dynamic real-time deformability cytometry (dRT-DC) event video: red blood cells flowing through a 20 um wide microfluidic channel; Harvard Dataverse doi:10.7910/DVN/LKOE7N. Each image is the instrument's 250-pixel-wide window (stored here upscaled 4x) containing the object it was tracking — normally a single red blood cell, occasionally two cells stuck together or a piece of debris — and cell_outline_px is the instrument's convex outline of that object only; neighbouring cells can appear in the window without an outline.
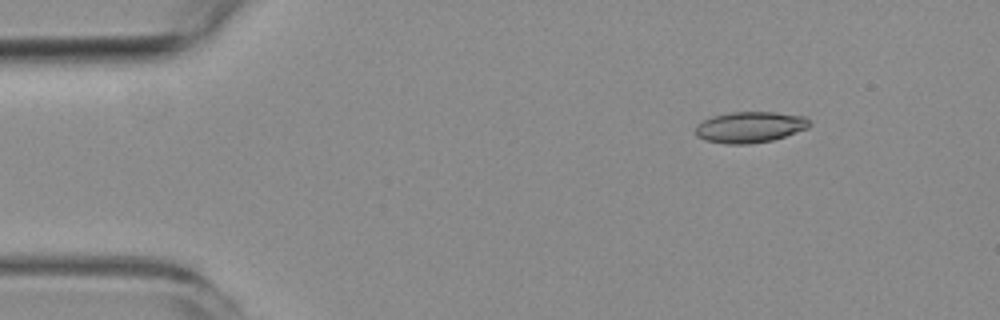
{"species": "common noctule bat (a hibernating species)", "species_latin": "Nyctalus noctula", "temperature_condition": "room temperature", "stored_images_in_passage": 6, "camera_frame_rate_fps": 3000, "um_per_image_px": 0.085, "animal": {"sex": "female", "body_mass_g": 19.3, "forearm_length_mm": 54.1}, "frame": {"image": 1, "passage_image": 2, "time_ms": 1.0, "image_size_px": [1000, 320], "cell_outline_px": [[812, 124], [808, 128], [772, 140], [748, 144], [728, 144], [704, 140], [696, 136], [696, 124], [712, 116], [732, 112], [772, 112], [804, 116]], "centroid_in_image_um": [63.73, 10.8], "position_along_channel_um": 21.3, "area_um2": 20.52}}
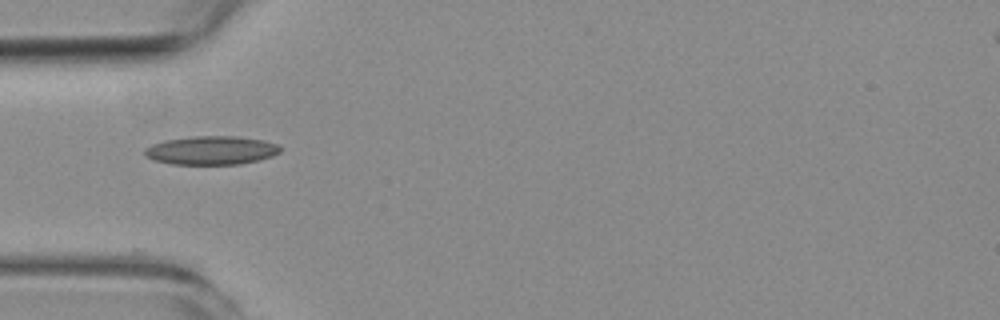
{"frame": {"image": 2, "passage_image": 5, "time_ms": 4.333, "image_size_px": [1000, 320], "cell_outline_px": [[280, 152], [272, 156], [240, 164], [172, 164], [152, 160], [144, 156], [144, 148], [152, 144], [168, 140], [192, 136], [236, 136], [264, 140], [280, 144]], "centroid_in_image_um": [17.95, 12.78], "position_along_channel_um": 67.0, "area_um2": 22.66}}
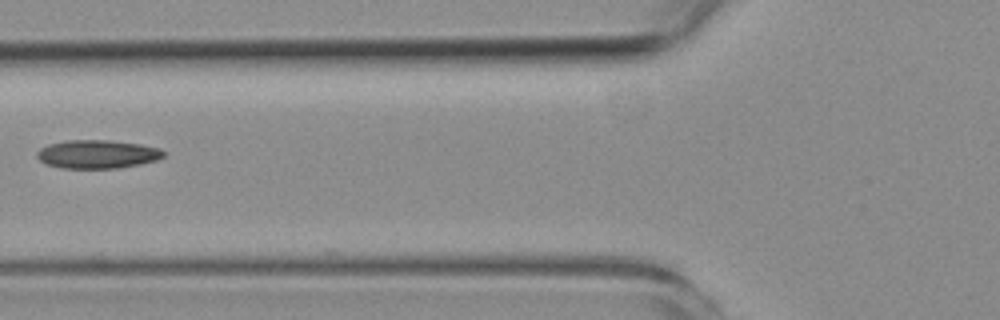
{"frame": {"image": 3, "passage_image": 6, "time_ms": 5.667, "image_size_px": [1000, 320], "cell_outline_px": [[164, 156], [156, 160], [140, 164], [120, 168], [60, 168], [44, 164], [36, 156], [36, 152], [40, 148], [48, 144], [68, 140], [112, 140], [140, 144], [160, 148], [164, 152]], "centroid_in_image_um": [8.25, 13.1], "position_along_channel_um": 117.6, "area_um2": 21.15}}